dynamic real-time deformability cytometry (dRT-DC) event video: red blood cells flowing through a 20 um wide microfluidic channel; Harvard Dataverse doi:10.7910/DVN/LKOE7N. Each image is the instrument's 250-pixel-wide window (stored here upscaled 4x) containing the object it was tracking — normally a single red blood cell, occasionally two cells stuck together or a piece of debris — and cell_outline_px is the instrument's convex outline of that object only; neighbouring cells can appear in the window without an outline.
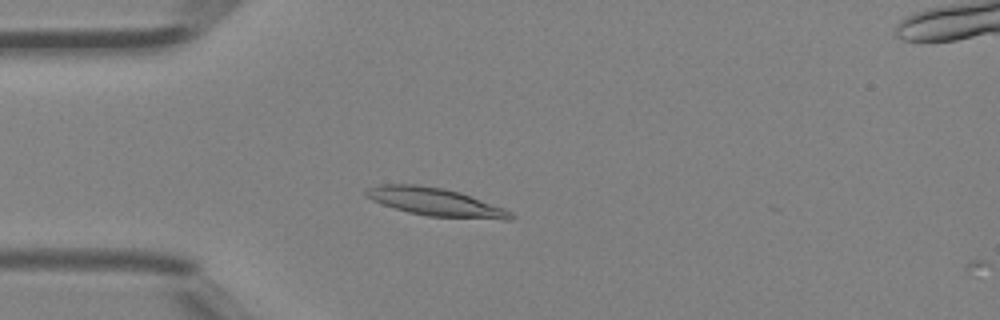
{"species": "Egyptian fruit bat (a non-hibernating species)", "species_latin": "Rousettus aegyptiacus", "temperature_condition": "room temperature", "stored_images_in_passage": 4, "camera_frame_rate_fps": 3000, "um_per_image_px": 0.085, "animal": {"sex": "female"}, "frame": {"image": 1, "passage_image": 3, "time_ms": 0.667, "image_size_px": [1000, 320], "cell_outline_px": [[516, 216], [512, 220], [504, 220], [428, 216], [408, 212], [372, 200], [364, 192], [368, 188], [380, 184], [416, 184], [444, 188], [460, 192], [504, 208], [512, 212]], "centroid_in_image_um": [37.08, 17.17], "position_along_channel_um": 47.9, "area_um2": 23.58}}